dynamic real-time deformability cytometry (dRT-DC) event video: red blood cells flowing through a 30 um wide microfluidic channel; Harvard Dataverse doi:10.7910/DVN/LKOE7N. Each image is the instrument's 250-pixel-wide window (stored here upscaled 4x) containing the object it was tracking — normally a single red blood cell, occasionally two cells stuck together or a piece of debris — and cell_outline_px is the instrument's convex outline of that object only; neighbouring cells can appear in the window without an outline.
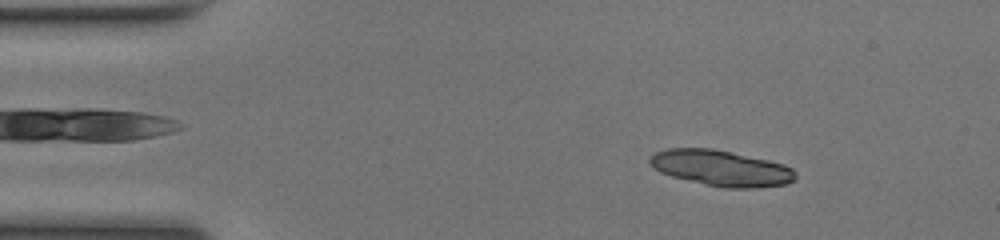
{"species": "common noctule bat (a hibernating species)", "species_latin": "Nyctalus noctula", "temperature_condition": "room temperature", "stored_images_in_passage": 48, "segment_of_instrument_passage": [1, 2], "camera_frame_rate_fps": 3000, "um_per_image_px": 0.085, "animal": {"sex": "female", "body_mass_g": 17.0, "forearm_length_mm": 48.0}, "frame": {"image": 1, "passage_image": 6, "time_ms": 1.667, "image_size_px": [1000, 240], "cell_outline_px": [[796, 180], [788, 184], [756, 188], [724, 188], [704, 184], [672, 176], [660, 172], [648, 160], [656, 152], [668, 148], [712, 148], [732, 152], [768, 160], [784, 164], [792, 168], [796, 172]], "centroid_in_image_um": [61.36, 14.29], "position_along_channel_um": 23.6, "area_um2": 30.4}}